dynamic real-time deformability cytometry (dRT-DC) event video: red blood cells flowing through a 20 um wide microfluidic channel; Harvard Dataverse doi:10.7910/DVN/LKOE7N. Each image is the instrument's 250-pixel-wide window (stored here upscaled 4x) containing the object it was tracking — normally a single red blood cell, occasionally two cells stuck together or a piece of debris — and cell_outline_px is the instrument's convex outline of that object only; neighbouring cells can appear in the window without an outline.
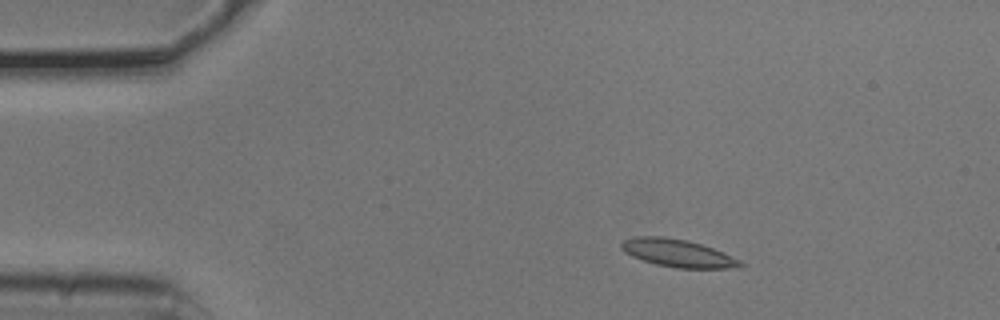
{"species": "common noctule bat (a hibernating species)", "species_latin": "Nyctalus noctula", "temperature_condition": "cold", "stored_images_in_passage": 6, "camera_frame_rate_fps": 3000, "um_per_image_px": 0.085, "animal": {"sex": "male", "body_mass_g": 20.5, "forearm_length_mm": 52.5}, "frame": {"image": 1, "passage_image": 3, "time_ms": 0.667, "image_size_px": [1000, 320], "cell_outline_px": [[744, 264], [732, 268], [676, 268], [656, 264], [632, 256], [624, 252], [620, 248], [620, 244], [624, 240], [636, 236], [664, 236], [688, 240], [712, 248], [740, 260]], "centroid_in_image_um": [57.56, 21.5], "position_along_channel_um": 27.4, "area_um2": 19.02}}
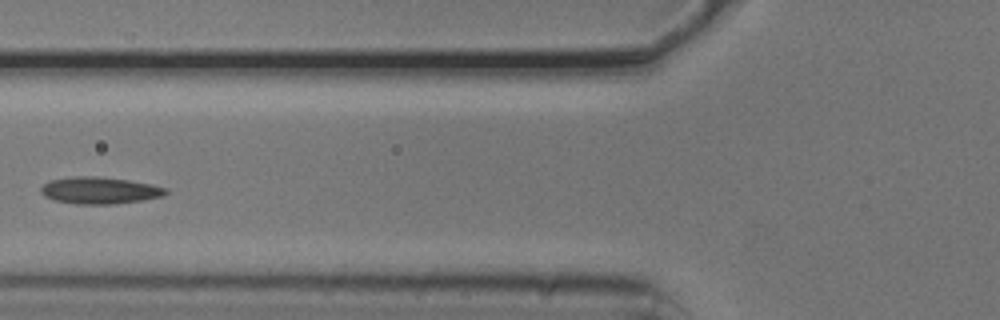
{"frame": {"image": 2, "passage_image": 5, "time_ms": 1.333, "image_size_px": [1000, 320], "cell_outline_px": [[168, 192], [164, 196], [144, 200], [112, 204], [76, 204], [56, 200], [44, 196], [40, 192], [40, 188], [44, 184], [52, 180], [72, 176], [100, 176], [128, 180], [152, 184], [168, 188]], "centroid_in_image_um": [8.51, 16.18], "position_along_channel_um": 117.3, "area_um2": 19.65}}
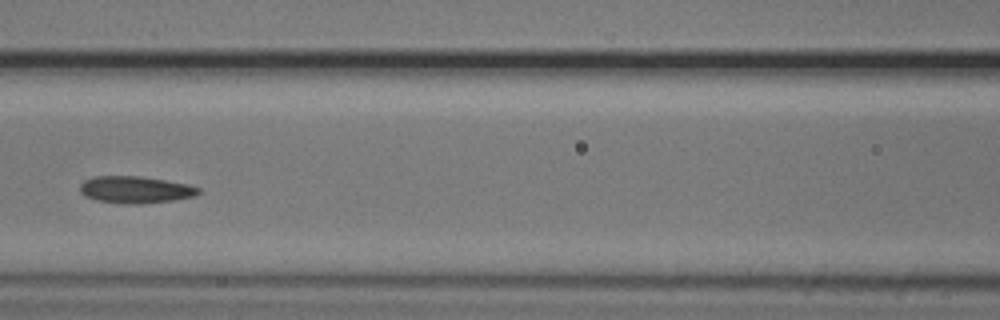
{"frame": {"image": 3, "passage_image": 6, "time_ms": 1.667, "image_size_px": [1000, 320], "cell_outline_px": [[200, 192], [192, 196], [172, 200], [140, 204], [124, 204], [96, 200], [84, 196], [80, 192], [80, 184], [84, 180], [92, 176], [140, 176], [188, 184], [200, 188]], "centroid_in_image_um": [11.45, 16.12], "position_along_channel_um": 155.1, "area_um2": 18.61}}